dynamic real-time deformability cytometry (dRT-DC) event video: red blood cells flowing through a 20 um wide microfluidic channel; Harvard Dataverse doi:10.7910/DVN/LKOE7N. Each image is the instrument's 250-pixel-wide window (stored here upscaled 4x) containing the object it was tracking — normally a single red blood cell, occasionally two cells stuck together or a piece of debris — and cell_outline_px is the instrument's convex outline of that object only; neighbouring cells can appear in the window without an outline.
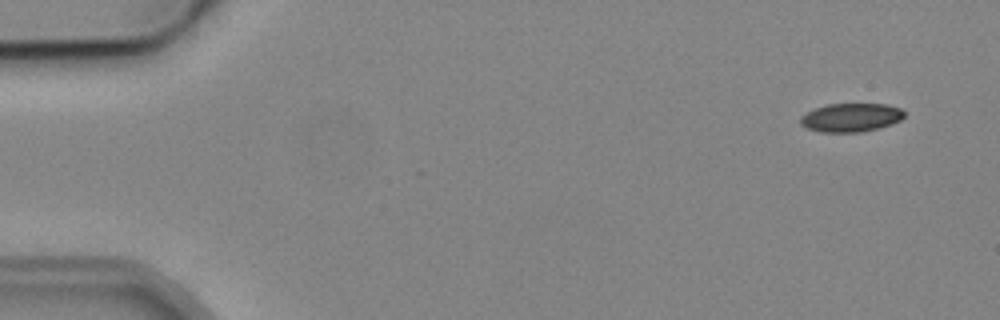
{"species": "common noctule bat (a hibernating species)", "species_latin": "Nyctalus noctula", "temperature_condition": "cold", "stored_images_in_passage": 5, "camera_frame_rate_fps": 3000, "um_per_image_px": 0.085, "animal": {"sex": "male", "body_mass_g": 19.2, "forearm_length_mm": 51.8}, "frame": {"image": 1, "passage_image": 1, "time_ms": 0.0, "image_size_px": [1000, 320], "cell_outline_px": [[904, 116], [900, 120], [892, 124], [880, 128], [860, 132], [820, 132], [808, 128], [800, 124], [800, 116], [816, 108], [828, 104], [888, 104], [900, 108], [904, 112]], "centroid_in_image_um": [72.35, 9.99], "position_along_channel_um": 12.7, "area_um2": 17.28}}